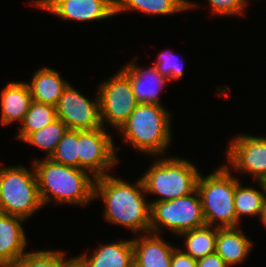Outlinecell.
Returning a JSON list of instances; mask_svg holds the SVG:
<instances>
[{
    "label": "cell",
    "mask_w": 266,
    "mask_h": 267,
    "mask_svg": "<svg viewBox=\"0 0 266 267\" xmlns=\"http://www.w3.org/2000/svg\"><path fill=\"white\" fill-rule=\"evenodd\" d=\"M57 119L56 106L32 101L19 126L16 139L24 141L31 133L39 131Z\"/></svg>",
    "instance_id": "cell-23"
},
{
    "label": "cell",
    "mask_w": 266,
    "mask_h": 267,
    "mask_svg": "<svg viewBox=\"0 0 266 267\" xmlns=\"http://www.w3.org/2000/svg\"><path fill=\"white\" fill-rule=\"evenodd\" d=\"M43 207L48 204L88 206L94 200L93 177L88 171L56 163L50 158L32 162Z\"/></svg>",
    "instance_id": "cell-2"
},
{
    "label": "cell",
    "mask_w": 266,
    "mask_h": 267,
    "mask_svg": "<svg viewBox=\"0 0 266 267\" xmlns=\"http://www.w3.org/2000/svg\"><path fill=\"white\" fill-rule=\"evenodd\" d=\"M197 191L206 225L217 228L237 227L234 206L235 175L225 163L205 176L200 173Z\"/></svg>",
    "instance_id": "cell-5"
},
{
    "label": "cell",
    "mask_w": 266,
    "mask_h": 267,
    "mask_svg": "<svg viewBox=\"0 0 266 267\" xmlns=\"http://www.w3.org/2000/svg\"><path fill=\"white\" fill-rule=\"evenodd\" d=\"M95 94L92 100L69 82L56 105L57 118L70 130H95L102 127L97 90Z\"/></svg>",
    "instance_id": "cell-11"
},
{
    "label": "cell",
    "mask_w": 266,
    "mask_h": 267,
    "mask_svg": "<svg viewBox=\"0 0 266 267\" xmlns=\"http://www.w3.org/2000/svg\"><path fill=\"white\" fill-rule=\"evenodd\" d=\"M209 10L214 16H245V11L252 0H207Z\"/></svg>",
    "instance_id": "cell-28"
},
{
    "label": "cell",
    "mask_w": 266,
    "mask_h": 267,
    "mask_svg": "<svg viewBox=\"0 0 266 267\" xmlns=\"http://www.w3.org/2000/svg\"><path fill=\"white\" fill-rule=\"evenodd\" d=\"M141 67L137 66L136 60L128 61L122 68L120 67V70L129 78L136 101L164 106L160 102L159 94L167 84L172 83L157 71L154 64L147 68Z\"/></svg>",
    "instance_id": "cell-13"
},
{
    "label": "cell",
    "mask_w": 266,
    "mask_h": 267,
    "mask_svg": "<svg viewBox=\"0 0 266 267\" xmlns=\"http://www.w3.org/2000/svg\"><path fill=\"white\" fill-rule=\"evenodd\" d=\"M146 197L141 177L132 184L113 174L95 178L94 200L102 199L103 218L133 236L149 232L151 205Z\"/></svg>",
    "instance_id": "cell-1"
},
{
    "label": "cell",
    "mask_w": 266,
    "mask_h": 267,
    "mask_svg": "<svg viewBox=\"0 0 266 267\" xmlns=\"http://www.w3.org/2000/svg\"><path fill=\"white\" fill-rule=\"evenodd\" d=\"M25 83L33 101L56 106L69 81L64 80L57 70L43 66L33 72L30 82Z\"/></svg>",
    "instance_id": "cell-20"
},
{
    "label": "cell",
    "mask_w": 266,
    "mask_h": 267,
    "mask_svg": "<svg viewBox=\"0 0 266 267\" xmlns=\"http://www.w3.org/2000/svg\"><path fill=\"white\" fill-rule=\"evenodd\" d=\"M30 5L64 21L92 23L115 16V0H32Z\"/></svg>",
    "instance_id": "cell-12"
},
{
    "label": "cell",
    "mask_w": 266,
    "mask_h": 267,
    "mask_svg": "<svg viewBox=\"0 0 266 267\" xmlns=\"http://www.w3.org/2000/svg\"><path fill=\"white\" fill-rule=\"evenodd\" d=\"M172 117L165 106L138 103L118 134L141 154L165 156L173 142Z\"/></svg>",
    "instance_id": "cell-3"
},
{
    "label": "cell",
    "mask_w": 266,
    "mask_h": 267,
    "mask_svg": "<svg viewBox=\"0 0 266 267\" xmlns=\"http://www.w3.org/2000/svg\"><path fill=\"white\" fill-rule=\"evenodd\" d=\"M240 228H217L215 252L229 267L246 261L253 249L254 242Z\"/></svg>",
    "instance_id": "cell-18"
},
{
    "label": "cell",
    "mask_w": 266,
    "mask_h": 267,
    "mask_svg": "<svg viewBox=\"0 0 266 267\" xmlns=\"http://www.w3.org/2000/svg\"><path fill=\"white\" fill-rule=\"evenodd\" d=\"M62 250H34L27 253L19 260L16 267H73L75 257L66 258Z\"/></svg>",
    "instance_id": "cell-25"
},
{
    "label": "cell",
    "mask_w": 266,
    "mask_h": 267,
    "mask_svg": "<svg viewBox=\"0 0 266 267\" xmlns=\"http://www.w3.org/2000/svg\"><path fill=\"white\" fill-rule=\"evenodd\" d=\"M134 267H170L171 257L177 246L163 239L162 235L144 233L132 238Z\"/></svg>",
    "instance_id": "cell-16"
},
{
    "label": "cell",
    "mask_w": 266,
    "mask_h": 267,
    "mask_svg": "<svg viewBox=\"0 0 266 267\" xmlns=\"http://www.w3.org/2000/svg\"><path fill=\"white\" fill-rule=\"evenodd\" d=\"M107 131L103 126L95 130H79V168L95 178L111 174L120 163L119 147Z\"/></svg>",
    "instance_id": "cell-9"
},
{
    "label": "cell",
    "mask_w": 266,
    "mask_h": 267,
    "mask_svg": "<svg viewBox=\"0 0 266 267\" xmlns=\"http://www.w3.org/2000/svg\"><path fill=\"white\" fill-rule=\"evenodd\" d=\"M174 53L171 50H162L153 63L157 71L170 82H175L184 76V60Z\"/></svg>",
    "instance_id": "cell-27"
},
{
    "label": "cell",
    "mask_w": 266,
    "mask_h": 267,
    "mask_svg": "<svg viewBox=\"0 0 266 267\" xmlns=\"http://www.w3.org/2000/svg\"><path fill=\"white\" fill-rule=\"evenodd\" d=\"M259 221H261V224L266 228V197H265V200H264L262 213H261Z\"/></svg>",
    "instance_id": "cell-31"
},
{
    "label": "cell",
    "mask_w": 266,
    "mask_h": 267,
    "mask_svg": "<svg viewBox=\"0 0 266 267\" xmlns=\"http://www.w3.org/2000/svg\"><path fill=\"white\" fill-rule=\"evenodd\" d=\"M67 130V125L57 118L39 131L31 133L23 143L44 150L43 152L46 153L44 157L50 158Z\"/></svg>",
    "instance_id": "cell-24"
},
{
    "label": "cell",
    "mask_w": 266,
    "mask_h": 267,
    "mask_svg": "<svg viewBox=\"0 0 266 267\" xmlns=\"http://www.w3.org/2000/svg\"><path fill=\"white\" fill-rule=\"evenodd\" d=\"M239 178L235 176L234 206L237 216V227H240L242 217H258L260 219L264 200L266 197V185L262 181H255L258 189L252 186H243Z\"/></svg>",
    "instance_id": "cell-21"
},
{
    "label": "cell",
    "mask_w": 266,
    "mask_h": 267,
    "mask_svg": "<svg viewBox=\"0 0 266 267\" xmlns=\"http://www.w3.org/2000/svg\"><path fill=\"white\" fill-rule=\"evenodd\" d=\"M97 92L102 126L118 132L138 105L129 78L119 69L99 83Z\"/></svg>",
    "instance_id": "cell-8"
},
{
    "label": "cell",
    "mask_w": 266,
    "mask_h": 267,
    "mask_svg": "<svg viewBox=\"0 0 266 267\" xmlns=\"http://www.w3.org/2000/svg\"><path fill=\"white\" fill-rule=\"evenodd\" d=\"M225 149V165L231 171L248 174L254 182L266 180V136L236 134Z\"/></svg>",
    "instance_id": "cell-10"
},
{
    "label": "cell",
    "mask_w": 266,
    "mask_h": 267,
    "mask_svg": "<svg viewBox=\"0 0 266 267\" xmlns=\"http://www.w3.org/2000/svg\"><path fill=\"white\" fill-rule=\"evenodd\" d=\"M170 267H197V259L184 253L182 248L176 247L171 257Z\"/></svg>",
    "instance_id": "cell-29"
},
{
    "label": "cell",
    "mask_w": 266,
    "mask_h": 267,
    "mask_svg": "<svg viewBox=\"0 0 266 267\" xmlns=\"http://www.w3.org/2000/svg\"><path fill=\"white\" fill-rule=\"evenodd\" d=\"M179 237L184 238L185 241V251H182L194 259H200L215 253L217 227L204 225L184 232Z\"/></svg>",
    "instance_id": "cell-22"
},
{
    "label": "cell",
    "mask_w": 266,
    "mask_h": 267,
    "mask_svg": "<svg viewBox=\"0 0 266 267\" xmlns=\"http://www.w3.org/2000/svg\"><path fill=\"white\" fill-rule=\"evenodd\" d=\"M200 7L191 0H115V16L137 11L144 15L169 16Z\"/></svg>",
    "instance_id": "cell-19"
},
{
    "label": "cell",
    "mask_w": 266,
    "mask_h": 267,
    "mask_svg": "<svg viewBox=\"0 0 266 267\" xmlns=\"http://www.w3.org/2000/svg\"><path fill=\"white\" fill-rule=\"evenodd\" d=\"M99 244L93 253L87 250L75 256L79 267H134L132 238Z\"/></svg>",
    "instance_id": "cell-15"
},
{
    "label": "cell",
    "mask_w": 266,
    "mask_h": 267,
    "mask_svg": "<svg viewBox=\"0 0 266 267\" xmlns=\"http://www.w3.org/2000/svg\"><path fill=\"white\" fill-rule=\"evenodd\" d=\"M32 96L25 81H10L0 90V122L9 126L21 124L29 110Z\"/></svg>",
    "instance_id": "cell-17"
},
{
    "label": "cell",
    "mask_w": 266,
    "mask_h": 267,
    "mask_svg": "<svg viewBox=\"0 0 266 267\" xmlns=\"http://www.w3.org/2000/svg\"><path fill=\"white\" fill-rule=\"evenodd\" d=\"M50 159L59 164L79 168V130L68 129Z\"/></svg>",
    "instance_id": "cell-26"
},
{
    "label": "cell",
    "mask_w": 266,
    "mask_h": 267,
    "mask_svg": "<svg viewBox=\"0 0 266 267\" xmlns=\"http://www.w3.org/2000/svg\"><path fill=\"white\" fill-rule=\"evenodd\" d=\"M141 180L149 202H162L186 196L197 189L201 171L194 162L178 156H155Z\"/></svg>",
    "instance_id": "cell-4"
},
{
    "label": "cell",
    "mask_w": 266,
    "mask_h": 267,
    "mask_svg": "<svg viewBox=\"0 0 266 267\" xmlns=\"http://www.w3.org/2000/svg\"><path fill=\"white\" fill-rule=\"evenodd\" d=\"M197 267H229L226 262L215 252L197 259Z\"/></svg>",
    "instance_id": "cell-30"
},
{
    "label": "cell",
    "mask_w": 266,
    "mask_h": 267,
    "mask_svg": "<svg viewBox=\"0 0 266 267\" xmlns=\"http://www.w3.org/2000/svg\"><path fill=\"white\" fill-rule=\"evenodd\" d=\"M31 166H0V212L28 220L44 208L32 161Z\"/></svg>",
    "instance_id": "cell-6"
},
{
    "label": "cell",
    "mask_w": 266,
    "mask_h": 267,
    "mask_svg": "<svg viewBox=\"0 0 266 267\" xmlns=\"http://www.w3.org/2000/svg\"><path fill=\"white\" fill-rule=\"evenodd\" d=\"M149 232L175 236L206 225L201 198L197 189L183 197L162 202H150Z\"/></svg>",
    "instance_id": "cell-7"
},
{
    "label": "cell",
    "mask_w": 266,
    "mask_h": 267,
    "mask_svg": "<svg viewBox=\"0 0 266 267\" xmlns=\"http://www.w3.org/2000/svg\"><path fill=\"white\" fill-rule=\"evenodd\" d=\"M26 219L0 212V267H16L27 253Z\"/></svg>",
    "instance_id": "cell-14"
}]
</instances>
